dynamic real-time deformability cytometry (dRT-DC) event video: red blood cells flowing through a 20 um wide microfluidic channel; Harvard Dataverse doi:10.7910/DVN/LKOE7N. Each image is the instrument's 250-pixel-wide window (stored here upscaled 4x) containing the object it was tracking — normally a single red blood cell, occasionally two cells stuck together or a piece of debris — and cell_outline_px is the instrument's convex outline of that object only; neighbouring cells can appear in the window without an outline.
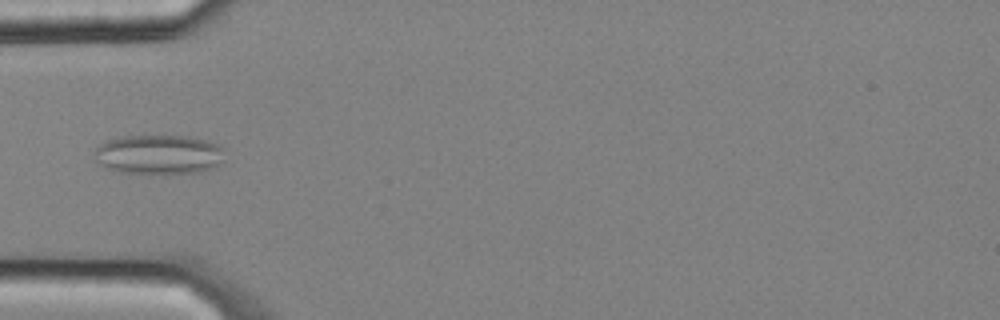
{"species": "common noctule bat (a hibernating species)", "species_latin": "Nyctalus noctula", "temperature_condition": "cold", "stored_images_in_passage": 5, "camera_frame_rate_fps": 3000, "um_per_image_px": 0.085, "animal": {"sex": "male", "body_mass_g": 20.4}, "frame": {"image": 1, "passage_image": 5, "time_ms": 1.333, "image_size_px": [1000, 320], "cell_outline_px": [[224, 164], [216, 168], [200, 172], [120, 172], [108, 168], [100, 164], [96, 160], [96, 148], [100, 144], [108, 140], [124, 136], [188, 136], [220, 144], [224, 148]], "centroid_in_image_um": [13.59, 13.12], "position_along_channel_um": 71.4, "area_um2": 29.82}}